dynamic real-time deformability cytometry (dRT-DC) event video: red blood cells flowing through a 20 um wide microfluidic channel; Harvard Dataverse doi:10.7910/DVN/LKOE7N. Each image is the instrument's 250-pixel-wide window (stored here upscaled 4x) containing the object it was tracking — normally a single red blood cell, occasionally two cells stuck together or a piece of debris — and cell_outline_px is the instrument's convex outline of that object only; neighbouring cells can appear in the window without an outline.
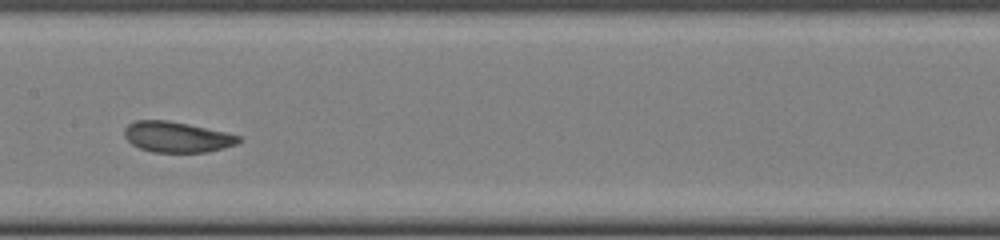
{"species": "common noctule bat (a hibernating species)", "species_latin": "Nyctalus noctula", "temperature_condition": "cold", "stored_images_in_passage": 23, "camera_frame_rate_fps": 3000, "um_per_image_px": 0.085, "animal": {"sex": "female", "body_mass_g": 22.0, "forearm_length_mm": 56.7}, "frame": {"image": 1, "passage_image": 14, "time_ms": 4.333, "image_size_px": [1000, 240], "cell_outline_px": [[240, 140], [236, 144], [224, 148], [208, 152], [152, 152], [140, 148], [132, 144], [124, 136], [124, 128], [128, 124], [136, 120], [164, 120], [188, 124], [224, 132], [240, 136]], "centroid_in_image_um": [15.0, 11.65], "position_along_channel_um": 192.4, "area_um2": 20.23}}
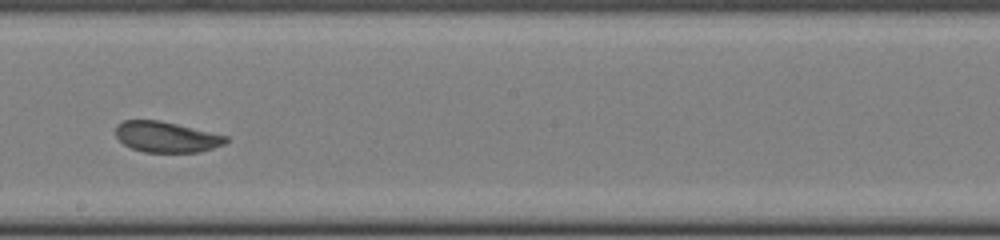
{"frame": {"image": 2, "passage_image": 17, "time_ms": 5.333, "image_size_px": [1000, 240], "cell_outline_px": [[228, 140], [224, 144], [200, 152], [144, 152], [132, 148], [124, 144], [116, 136], [116, 124], [124, 120], [160, 120], [228, 136]], "centroid_in_image_um": [14.13, 11.64], "position_along_channel_um": 234.1, "area_um2": 19.65}}
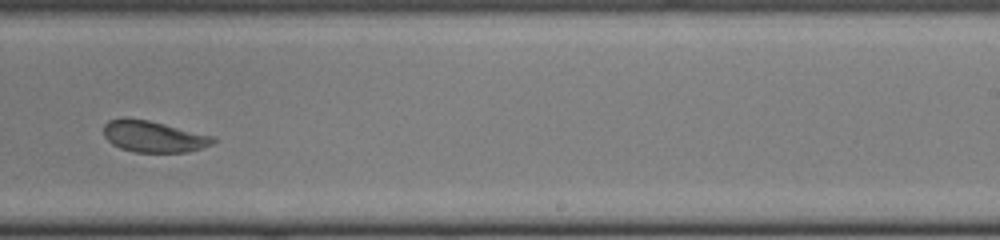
{"frame": {"image": 3, "passage_image": 20, "time_ms": 6.333, "image_size_px": [1000, 240], "cell_outline_px": [[216, 140], [212, 144], [188, 152], [132, 152], [120, 148], [112, 144], [104, 136], [104, 124], [108, 120], [124, 116], [148, 120], [212, 136]], "centroid_in_image_um": [12.98, 11.59], "position_along_channel_um": 276.0, "area_um2": 20.0}}